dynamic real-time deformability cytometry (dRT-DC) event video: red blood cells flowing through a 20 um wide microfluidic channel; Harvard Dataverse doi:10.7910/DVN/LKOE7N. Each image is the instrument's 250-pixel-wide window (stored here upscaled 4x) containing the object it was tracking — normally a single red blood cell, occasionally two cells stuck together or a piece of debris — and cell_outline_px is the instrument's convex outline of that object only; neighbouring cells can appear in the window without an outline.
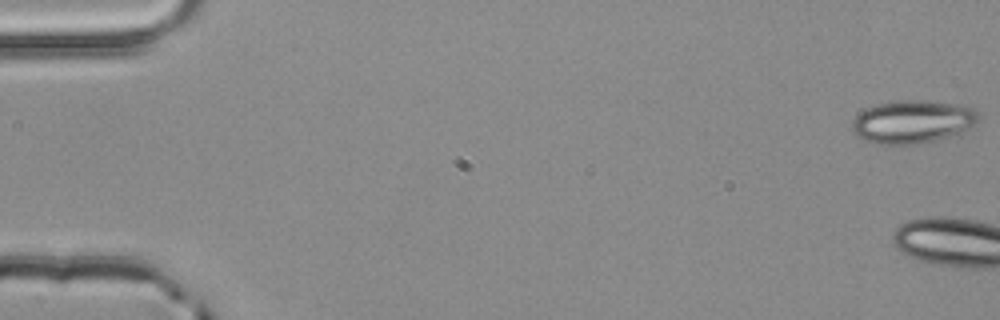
{"species": "common noctule bat (a hibernating species)", "species_latin": "Nyctalus noctula", "temperature_condition": "room temperature", "stored_images_in_passage": 5, "segment_of_instrument_passage": [2, 2], "camera_frame_rate_fps": 3000, "um_per_image_px": 0.085, "animal": {"sex": "male", "body_mass_g": 20.4}, "frame": {"image": 1, "passage_image": 5, "time_ms": 1.333, "image_size_px": [1000, 320], "cell_outline_px": [[980, 120], [976, 124], [960, 132], [936, 140], [916, 144], [876, 144], [856, 136], [852, 132], [852, 120], [860, 112], [876, 104], [896, 100], [920, 100], [976, 108], [980, 112]], "centroid_in_image_um": [77.56, 10.35], "position_along_channel_um": 7.4, "area_um2": 31.62}}